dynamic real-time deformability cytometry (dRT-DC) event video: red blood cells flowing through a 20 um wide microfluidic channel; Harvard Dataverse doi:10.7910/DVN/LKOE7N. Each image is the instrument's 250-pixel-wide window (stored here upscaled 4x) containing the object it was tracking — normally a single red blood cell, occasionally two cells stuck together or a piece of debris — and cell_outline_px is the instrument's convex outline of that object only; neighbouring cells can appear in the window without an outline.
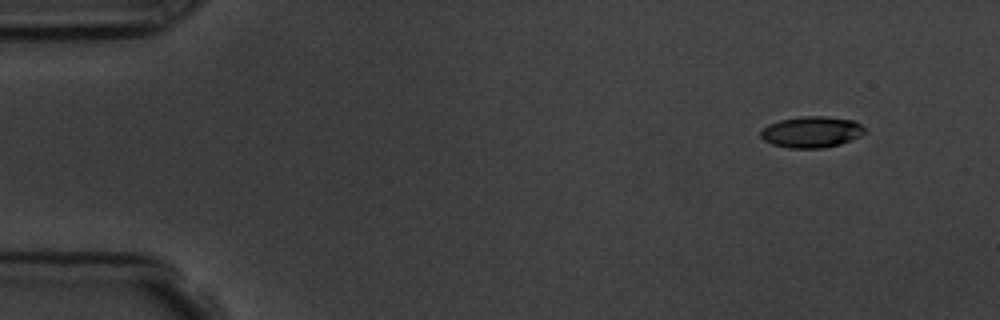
{"species": "common noctule bat (a hibernating species)", "species_latin": "Nyctalus noctula", "temperature_condition": "room temperature", "stored_images_in_passage": 5, "camera_frame_rate_fps": 3000, "um_per_image_px": 0.085, "animal": {"sex": "male", "body_mass_g": 19.5, "forearm_length_mm": 54.6}, "frame": {"image": 1, "passage_image": 1, "time_ms": 0.0, "image_size_px": [1000, 320], "cell_outline_px": [[864, 132], [860, 136], [840, 144], [824, 148], [788, 148], [772, 144], [764, 140], [760, 136], [760, 132], [768, 124], [780, 120], [800, 116], [824, 116], [856, 120], [864, 128]], "centroid_in_image_um": [68.97, 11.21], "position_along_channel_um": 16.0, "area_um2": 18.96}}
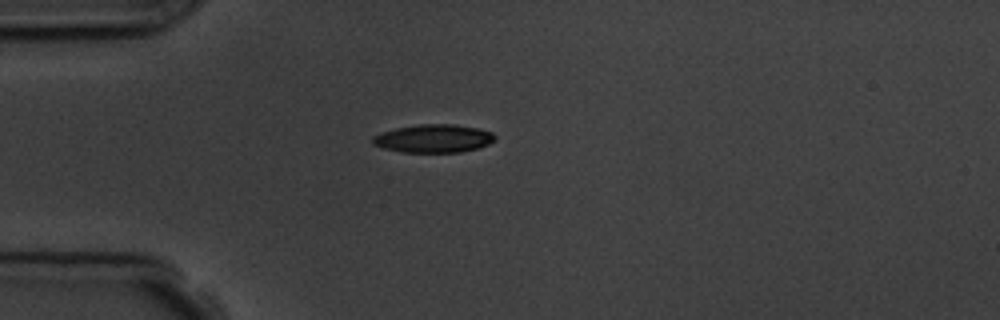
{"frame": {"image": 2, "passage_image": 4, "time_ms": 3.333, "image_size_px": [1000, 320], "cell_outline_px": [[496, 136], [488, 144], [476, 148], [460, 152], [400, 152], [384, 148], [372, 144], [372, 136], [396, 128], [420, 124], [452, 124], [476, 128], [492, 132]], "centroid_in_image_um": [36.82, 11.77], "position_along_channel_um": 48.2, "area_um2": 19.83}}